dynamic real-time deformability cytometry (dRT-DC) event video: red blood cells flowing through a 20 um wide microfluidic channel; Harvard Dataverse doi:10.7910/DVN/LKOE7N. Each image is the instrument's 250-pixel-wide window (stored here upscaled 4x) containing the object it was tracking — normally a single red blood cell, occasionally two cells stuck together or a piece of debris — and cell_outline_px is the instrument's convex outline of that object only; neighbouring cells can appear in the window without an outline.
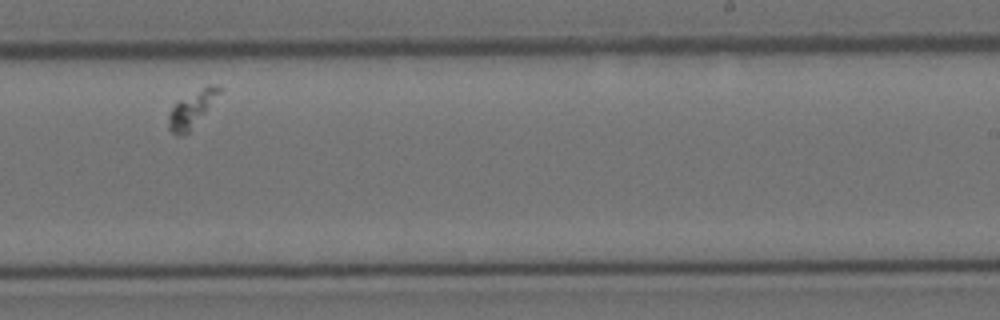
{"species": "Egyptian fruit bat (a non-hibernating species)", "species_latin": "Rousettus aegyptiacus", "temperature_condition": "cold", "stored_images_in_passage": 38, "segment_of_instrument_passage": [1, 2], "camera_frame_rate_fps": 3000, "um_per_image_px": 0.085, "animal": {"sex": "female"}, "frame": {"image": 1, "passage_image": 22, "time_ms": 7.0, "image_size_px": [1000, 320], "cell_outline_px": [[224, 88], [188, 132], [180, 136], [176, 136], [168, 128], [168, 116], [176, 100], [208, 84], [216, 84]], "centroid_in_image_um": [16.29, 9.23], "position_along_channel_um": 272.7, "area_um2": 10.58}}
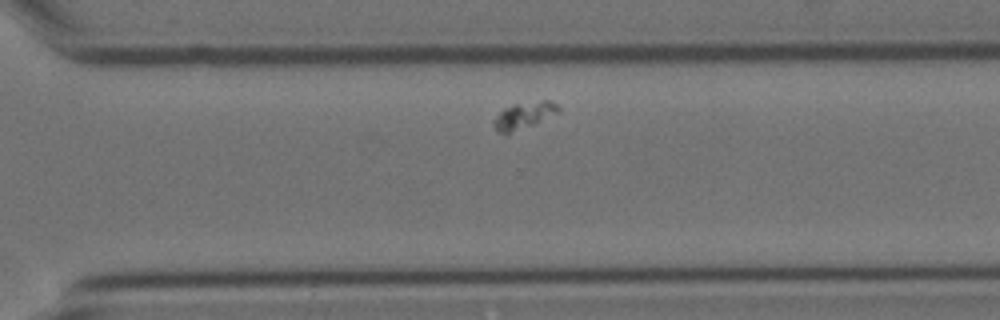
{"frame": {"image": 2, "passage_image": 27, "time_ms": 8.667, "image_size_px": [1000, 320], "cell_outline_px": [[560, 112], [508, 136], [496, 132], [492, 124], [492, 120], [504, 108], [516, 104], [544, 100], [548, 100], [556, 104], [560, 108]], "centroid_in_image_um": [44.48, 9.87], "position_along_channel_um": 326.1, "area_um2": 10.35}}